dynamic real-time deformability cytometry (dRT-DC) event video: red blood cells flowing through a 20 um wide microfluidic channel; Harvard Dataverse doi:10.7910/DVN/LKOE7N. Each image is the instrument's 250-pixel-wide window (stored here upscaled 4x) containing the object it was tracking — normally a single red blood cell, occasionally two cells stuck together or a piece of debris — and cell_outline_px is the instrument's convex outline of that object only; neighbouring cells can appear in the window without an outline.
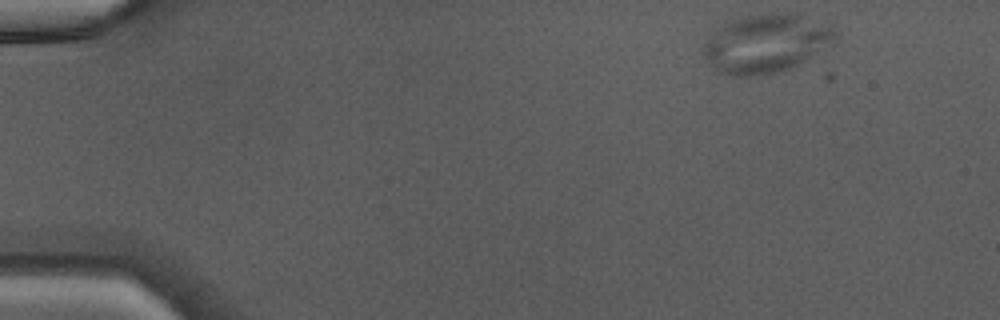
{"species": "Egyptian fruit bat (a non-hibernating species)", "species_latin": "Rousettus aegyptiacus", "temperature_condition": "warm", "stored_images_in_passage": 42, "camera_frame_rate_fps": 3000, "um_per_image_px": 0.085, "animal": {"sex": "male"}, "frame": {"image": 1, "passage_image": 1, "time_ms": 0.0, "image_size_px": [1000, 320], "cell_outline_px": [[840, 36], [832, 44], [796, 64], [788, 68], [776, 72], [760, 76], [736, 76], [716, 72], [712, 68], [700, 52], [700, 48], [724, 20], [752, 16], [788, 12], [832, 24], [840, 32]], "centroid_in_image_um": [65.1, 3.69], "position_along_channel_um": 19.9, "area_um2": 45.37}}
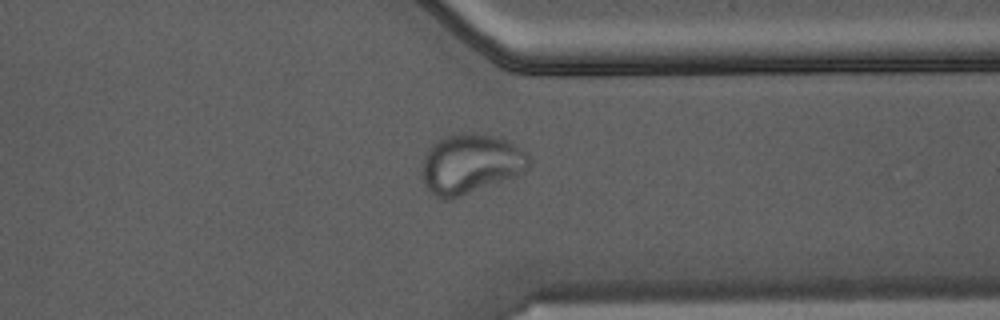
{"frame": {"image": 2, "passage_image": 32, "time_ms": 10.333, "image_size_px": [1000, 320], "cell_outline_px": [[532, 164], [524, 172], [516, 176], [452, 200], [440, 200], [424, 188], [420, 176], [424, 156], [428, 148], [436, 140], [444, 136], [460, 132], [468, 132], [492, 136], [508, 140], [524, 152], [532, 160]], "centroid_in_image_um": [39.94, 13.96], "position_along_channel_um": 371.5, "area_um2": 38.03}}
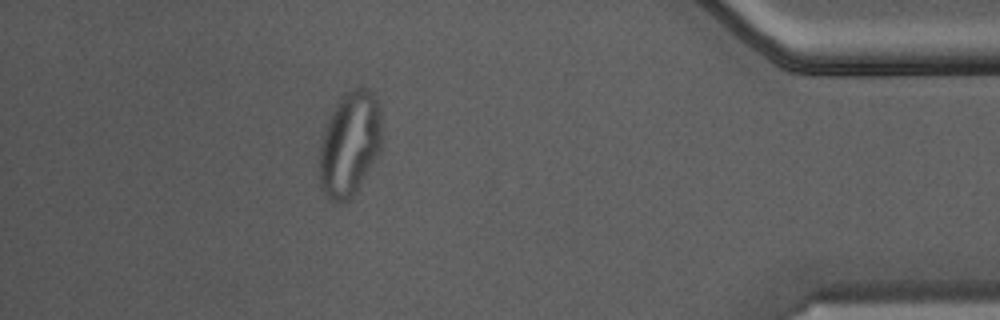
{"frame": {"image": 3, "passage_image": 37, "time_ms": 12.0, "image_size_px": [1000, 320], "cell_outline_px": [[380, 152], [356, 192], [348, 200], [340, 204], [332, 204], [320, 184], [320, 144], [328, 120], [340, 96], [360, 84], [364, 84], [372, 92], [380, 104]], "centroid_in_image_um": [29.74, 12.22], "position_along_channel_um": 405.5, "area_um2": 38.26}}